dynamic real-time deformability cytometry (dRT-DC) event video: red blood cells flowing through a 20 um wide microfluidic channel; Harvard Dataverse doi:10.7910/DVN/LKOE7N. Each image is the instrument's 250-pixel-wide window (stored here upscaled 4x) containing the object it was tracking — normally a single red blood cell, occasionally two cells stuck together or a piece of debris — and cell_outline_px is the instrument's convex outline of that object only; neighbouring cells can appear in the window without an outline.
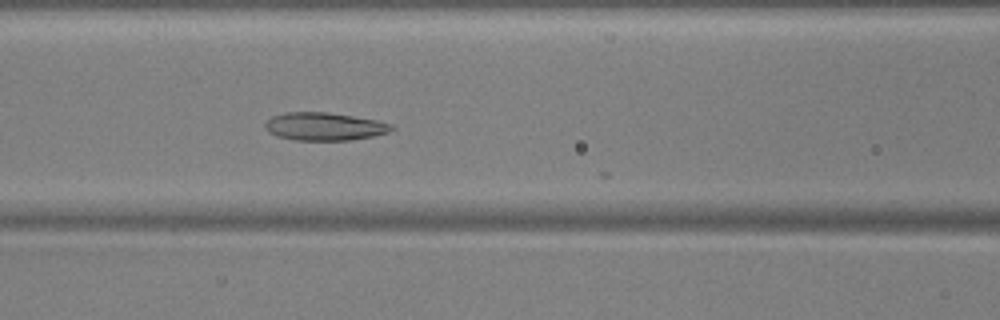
{"species": "common noctule bat (a hibernating species)", "species_latin": "Nyctalus noctula", "temperature_condition": "warm", "stored_images_in_passage": 28, "camera_frame_rate_fps": 3000, "um_per_image_px": 0.085, "animal": {"sex": "male", "body_mass_g": 17.9, "forearm_length_mm": 54.2}, "frame": {"image": 1, "passage_image": 24, "time_ms": 7.667, "image_size_px": [1000, 320], "cell_outline_px": [[396, 128], [388, 132], [372, 136], [352, 140], [292, 140], [276, 136], [268, 132], [264, 128], [264, 124], [272, 116], [288, 112], [328, 112], [376, 120], [392, 124]], "centroid_in_image_um": [27.55, 10.75], "position_along_channel_um": 139.0, "area_um2": 20.63}}
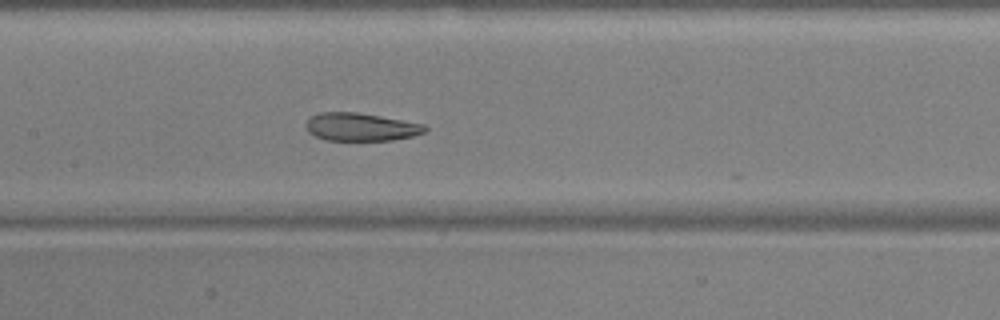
{"frame": {"image": 2, "passage_image": 27, "time_ms": 8.667, "image_size_px": [1000, 320], "cell_outline_px": [[428, 128], [424, 132], [412, 136], [392, 140], [324, 140], [308, 132], [304, 124], [312, 116], [320, 112], [356, 112], [380, 116], [424, 124]], "centroid_in_image_um": [30.65, 10.79], "position_along_channel_um": 176.8, "area_um2": 19.31}}